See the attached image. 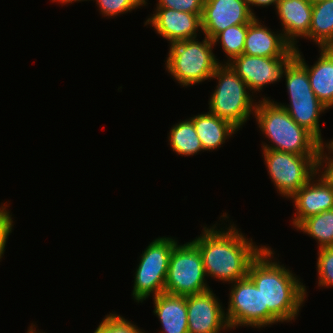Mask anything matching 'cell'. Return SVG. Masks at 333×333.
<instances>
[{
    "instance_id": "obj_19",
    "label": "cell",
    "mask_w": 333,
    "mask_h": 333,
    "mask_svg": "<svg viewBox=\"0 0 333 333\" xmlns=\"http://www.w3.org/2000/svg\"><path fill=\"white\" fill-rule=\"evenodd\" d=\"M154 299V314L164 333H188L186 296L160 293Z\"/></svg>"
},
{
    "instance_id": "obj_31",
    "label": "cell",
    "mask_w": 333,
    "mask_h": 333,
    "mask_svg": "<svg viewBox=\"0 0 333 333\" xmlns=\"http://www.w3.org/2000/svg\"><path fill=\"white\" fill-rule=\"evenodd\" d=\"M277 0H251L248 4H249V8L252 5H257V6H270V5H276Z\"/></svg>"
},
{
    "instance_id": "obj_7",
    "label": "cell",
    "mask_w": 333,
    "mask_h": 333,
    "mask_svg": "<svg viewBox=\"0 0 333 333\" xmlns=\"http://www.w3.org/2000/svg\"><path fill=\"white\" fill-rule=\"evenodd\" d=\"M205 276L198 246L193 241L183 245L176 243L169 258L165 293L189 296L208 291Z\"/></svg>"
},
{
    "instance_id": "obj_21",
    "label": "cell",
    "mask_w": 333,
    "mask_h": 333,
    "mask_svg": "<svg viewBox=\"0 0 333 333\" xmlns=\"http://www.w3.org/2000/svg\"><path fill=\"white\" fill-rule=\"evenodd\" d=\"M309 38L319 48L333 47V0L313 4Z\"/></svg>"
},
{
    "instance_id": "obj_13",
    "label": "cell",
    "mask_w": 333,
    "mask_h": 333,
    "mask_svg": "<svg viewBox=\"0 0 333 333\" xmlns=\"http://www.w3.org/2000/svg\"><path fill=\"white\" fill-rule=\"evenodd\" d=\"M188 333H219L228 329V323L220 302L208 290L186 296Z\"/></svg>"
},
{
    "instance_id": "obj_34",
    "label": "cell",
    "mask_w": 333,
    "mask_h": 333,
    "mask_svg": "<svg viewBox=\"0 0 333 333\" xmlns=\"http://www.w3.org/2000/svg\"><path fill=\"white\" fill-rule=\"evenodd\" d=\"M27 333H37L34 328L31 326Z\"/></svg>"
},
{
    "instance_id": "obj_28",
    "label": "cell",
    "mask_w": 333,
    "mask_h": 333,
    "mask_svg": "<svg viewBox=\"0 0 333 333\" xmlns=\"http://www.w3.org/2000/svg\"><path fill=\"white\" fill-rule=\"evenodd\" d=\"M157 8H170L182 12L202 14L205 0H158Z\"/></svg>"
},
{
    "instance_id": "obj_22",
    "label": "cell",
    "mask_w": 333,
    "mask_h": 333,
    "mask_svg": "<svg viewBox=\"0 0 333 333\" xmlns=\"http://www.w3.org/2000/svg\"><path fill=\"white\" fill-rule=\"evenodd\" d=\"M169 133L168 139L174 152L182 156H190L203 150L202 143L191 119L174 125Z\"/></svg>"
},
{
    "instance_id": "obj_33",
    "label": "cell",
    "mask_w": 333,
    "mask_h": 333,
    "mask_svg": "<svg viewBox=\"0 0 333 333\" xmlns=\"http://www.w3.org/2000/svg\"><path fill=\"white\" fill-rule=\"evenodd\" d=\"M309 3H311V4H314V3H317V2H320V1H322V0H307Z\"/></svg>"
},
{
    "instance_id": "obj_5",
    "label": "cell",
    "mask_w": 333,
    "mask_h": 333,
    "mask_svg": "<svg viewBox=\"0 0 333 333\" xmlns=\"http://www.w3.org/2000/svg\"><path fill=\"white\" fill-rule=\"evenodd\" d=\"M211 78L217 79L218 85L211 95L209 112L239 129L256 107L250 93L246 91V83L227 63L219 64Z\"/></svg>"
},
{
    "instance_id": "obj_23",
    "label": "cell",
    "mask_w": 333,
    "mask_h": 333,
    "mask_svg": "<svg viewBox=\"0 0 333 333\" xmlns=\"http://www.w3.org/2000/svg\"><path fill=\"white\" fill-rule=\"evenodd\" d=\"M296 228L316 239L319 248L332 247L333 209L307 217Z\"/></svg>"
},
{
    "instance_id": "obj_26",
    "label": "cell",
    "mask_w": 333,
    "mask_h": 333,
    "mask_svg": "<svg viewBox=\"0 0 333 333\" xmlns=\"http://www.w3.org/2000/svg\"><path fill=\"white\" fill-rule=\"evenodd\" d=\"M317 270L318 286H333V246L319 248Z\"/></svg>"
},
{
    "instance_id": "obj_6",
    "label": "cell",
    "mask_w": 333,
    "mask_h": 333,
    "mask_svg": "<svg viewBox=\"0 0 333 333\" xmlns=\"http://www.w3.org/2000/svg\"><path fill=\"white\" fill-rule=\"evenodd\" d=\"M284 76L290 105H278L283 107L298 125L307 129L323 143L319 128V115L328 108L314 94L307 69L294 58L285 69Z\"/></svg>"
},
{
    "instance_id": "obj_3",
    "label": "cell",
    "mask_w": 333,
    "mask_h": 333,
    "mask_svg": "<svg viewBox=\"0 0 333 333\" xmlns=\"http://www.w3.org/2000/svg\"><path fill=\"white\" fill-rule=\"evenodd\" d=\"M255 118L261 131L273 145L263 149L291 152L298 155H318L321 142L307 129L298 125L277 102L263 98L255 107Z\"/></svg>"
},
{
    "instance_id": "obj_18",
    "label": "cell",
    "mask_w": 333,
    "mask_h": 333,
    "mask_svg": "<svg viewBox=\"0 0 333 333\" xmlns=\"http://www.w3.org/2000/svg\"><path fill=\"white\" fill-rule=\"evenodd\" d=\"M296 59L307 69L310 86L318 100L327 108L333 106V47L320 48L318 61L311 67L305 63L298 48Z\"/></svg>"
},
{
    "instance_id": "obj_16",
    "label": "cell",
    "mask_w": 333,
    "mask_h": 333,
    "mask_svg": "<svg viewBox=\"0 0 333 333\" xmlns=\"http://www.w3.org/2000/svg\"><path fill=\"white\" fill-rule=\"evenodd\" d=\"M314 177L316 176L314 175L290 197L294 200L297 210L296 217L293 219L295 227L307 217L333 209V187L321 177L313 183Z\"/></svg>"
},
{
    "instance_id": "obj_14",
    "label": "cell",
    "mask_w": 333,
    "mask_h": 333,
    "mask_svg": "<svg viewBox=\"0 0 333 333\" xmlns=\"http://www.w3.org/2000/svg\"><path fill=\"white\" fill-rule=\"evenodd\" d=\"M202 14L182 12L170 8H157L145 22L171 43L187 39H196L198 28L202 30Z\"/></svg>"
},
{
    "instance_id": "obj_12",
    "label": "cell",
    "mask_w": 333,
    "mask_h": 333,
    "mask_svg": "<svg viewBox=\"0 0 333 333\" xmlns=\"http://www.w3.org/2000/svg\"><path fill=\"white\" fill-rule=\"evenodd\" d=\"M255 14L244 0H205L202 31L213 40L220 32L234 25L248 24Z\"/></svg>"
},
{
    "instance_id": "obj_29",
    "label": "cell",
    "mask_w": 333,
    "mask_h": 333,
    "mask_svg": "<svg viewBox=\"0 0 333 333\" xmlns=\"http://www.w3.org/2000/svg\"><path fill=\"white\" fill-rule=\"evenodd\" d=\"M326 148H328L330 150V152L333 155V144L331 142H329V144L325 145ZM325 146L323 145V143H321L319 150H318V155L316 158V171H319V169H321V167L323 168V162L325 161L326 163V168L324 167V172L322 171L321 173H323L321 177L327 184H329L331 187H333V156H327L326 152H325V156L323 154L324 152V148ZM332 157V159H331ZM321 166V167H320Z\"/></svg>"
},
{
    "instance_id": "obj_30",
    "label": "cell",
    "mask_w": 333,
    "mask_h": 333,
    "mask_svg": "<svg viewBox=\"0 0 333 333\" xmlns=\"http://www.w3.org/2000/svg\"><path fill=\"white\" fill-rule=\"evenodd\" d=\"M13 221L9 211L6 210V207L2 205L0 208V259L2 254H4V249L6 241L9 234L12 232Z\"/></svg>"
},
{
    "instance_id": "obj_10",
    "label": "cell",
    "mask_w": 333,
    "mask_h": 333,
    "mask_svg": "<svg viewBox=\"0 0 333 333\" xmlns=\"http://www.w3.org/2000/svg\"><path fill=\"white\" fill-rule=\"evenodd\" d=\"M225 317L229 329L236 326H268V308H263L260 290L247 276L235 281Z\"/></svg>"
},
{
    "instance_id": "obj_25",
    "label": "cell",
    "mask_w": 333,
    "mask_h": 333,
    "mask_svg": "<svg viewBox=\"0 0 333 333\" xmlns=\"http://www.w3.org/2000/svg\"><path fill=\"white\" fill-rule=\"evenodd\" d=\"M130 322L120 315L110 313L103 319L94 333H144Z\"/></svg>"
},
{
    "instance_id": "obj_8",
    "label": "cell",
    "mask_w": 333,
    "mask_h": 333,
    "mask_svg": "<svg viewBox=\"0 0 333 333\" xmlns=\"http://www.w3.org/2000/svg\"><path fill=\"white\" fill-rule=\"evenodd\" d=\"M176 243L172 238H156L142 253L135 272L132 294L137 302H142L151 293L156 297L165 292L169 258Z\"/></svg>"
},
{
    "instance_id": "obj_24",
    "label": "cell",
    "mask_w": 333,
    "mask_h": 333,
    "mask_svg": "<svg viewBox=\"0 0 333 333\" xmlns=\"http://www.w3.org/2000/svg\"><path fill=\"white\" fill-rule=\"evenodd\" d=\"M248 24L234 25L220 32L212 41L215 45L219 40L221 46L228 56V63L235 57L243 54Z\"/></svg>"
},
{
    "instance_id": "obj_17",
    "label": "cell",
    "mask_w": 333,
    "mask_h": 333,
    "mask_svg": "<svg viewBox=\"0 0 333 333\" xmlns=\"http://www.w3.org/2000/svg\"><path fill=\"white\" fill-rule=\"evenodd\" d=\"M275 7L284 28L283 36L294 48L295 38H309L313 4L307 0H277Z\"/></svg>"
},
{
    "instance_id": "obj_15",
    "label": "cell",
    "mask_w": 333,
    "mask_h": 333,
    "mask_svg": "<svg viewBox=\"0 0 333 333\" xmlns=\"http://www.w3.org/2000/svg\"><path fill=\"white\" fill-rule=\"evenodd\" d=\"M269 30L263 27L256 17L248 23L243 54L259 57H291L296 48L282 33L276 35Z\"/></svg>"
},
{
    "instance_id": "obj_2",
    "label": "cell",
    "mask_w": 333,
    "mask_h": 333,
    "mask_svg": "<svg viewBox=\"0 0 333 333\" xmlns=\"http://www.w3.org/2000/svg\"><path fill=\"white\" fill-rule=\"evenodd\" d=\"M229 228V229H228ZM216 230L204 227L201 236L193 240L202 255L206 277L233 283L248 275L249 266L266 247L254 246L236 227Z\"/></svg>"
},
{
    "instance_id": "obj_20",
    "label": "cell",
    "mask_w": 333,
    "mask_h": 333,
    "mask_svg": "<svg viewBox=\"0 0 333 333\" xmlns=\"http://www.w3.org/2000/svg\"><path fill=\"white\" fill-rule=\"evenodd\" d=\"M203 150H215L238 129L230 122L208 112L191 117Z\"/></svg>"
},
{
    "instance_id": "obj_27",
    "label": "cell",
    "mask_w": 333,
    "mask_h": 333,
    "mask_svg": "<svg viewBox=\"0 0 333 333\" xmlns=\"http://www.w3.org/2000/svg\"><path fill=\"white\" fill-rule=\"evenodd\" d=\"M99 5L102 14L114 17L119 13L130 12L134 8L147 3L146 0H95Z\"/></svg>"
},
{
    "instance_id": "obj_1",
    "label": "cell",
    "mask_w": 333,
    "mask_h": 333,
    "mask_svg": "<svg viewBox=\"0 0 333 333\" xmlns=\"http://www.w3.org/2000/svg\"><path fill=\"white\" fill-rule=\"evenodd\" d=\"M272 254L271 248L265 247L247 275L261 292L263 308H268V325L295 319L306 296L305 285L284 265L273 262Z\"/></svg>"
},
{
    "instance_id": "obj_9",
    "label": "cell",
    "mask_w": 333,
    "mask_h": 333,
    "mask_svg": "<svg viewBox=\"0 0 333 333\" xmlns=\"http://www.w3.org/2000/svg\"><path fill=\"white\" fill-rule=\"evenodd\" d=\"M264 161L274 186L285 197H291L303 187L316 171L317 155H298L273 149H263Z\"/></svg>"
},
{
    "instance_id": "obj_11",
    "label": "cell",
    "mask_w": 333,
    "mask_h": 333,
    "mask_svg": "<svg viewBox=\"0 0 333 333\" xmlns=\"http://www.w3.org/2000/svg\"><path fill=\"white\" fill-rule=\"evenodd\" d=\"M296 57H259L241 54L230 63L231 68L246 83L248 89L259 91L268 83H274L283 77L288 64Z\"/></svg>"
},
{
    "instance_id": "obj_32",
    "label": "cell",
    "mask_w": 333,
    "mask_h": 333,
    "mask_svg": "<svg viewBox=\"0 0 333 333\" xmlns=\"http://www.w3.org/2000/svg\"><path fill=\"white\" fill-rule=\"evenodd\" d=\"M52 1H58V2H61V3H72L73 1H84V0H52Z\"/></svg>"
},
{
    "instance_id": "obj_4",
    "label": "cell",
    "mask_w": 333,
    "mask_h": 333,
    "mask_svg": "<svg viewBox=\"0 0 333 333\" xmlns=\"http://www.w3.org/2000/svg\"><path fill=\"white\" fill-rule=\"evenodd\" d=\"M213 41L205 36L202 42L195 38L171 43L166 68L183 86L211 79L220 64L212 52Z\"/></svg>"
}]
</instances>
